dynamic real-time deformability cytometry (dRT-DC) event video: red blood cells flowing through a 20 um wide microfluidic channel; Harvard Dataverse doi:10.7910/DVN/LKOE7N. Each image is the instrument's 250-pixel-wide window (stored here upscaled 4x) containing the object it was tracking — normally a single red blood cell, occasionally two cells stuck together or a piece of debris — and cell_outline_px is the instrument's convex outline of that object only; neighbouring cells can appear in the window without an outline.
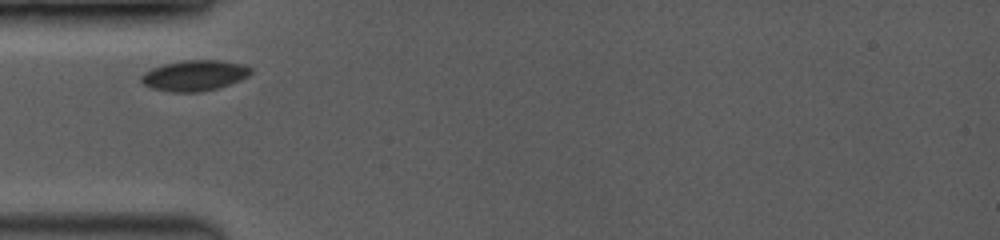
{"species": "common noctule bat (a hibernating species)", "species_latin": "Nyctalus noctula", "temperature_condition": "room temperature", "stored_images_in_passage": 32, "camera_frame_rate_fps": 3500, "um_per_image_px": 0.085, "animal": {"sex": "female", "body_mass_g": 19.0, "forearm_length_mm": 53.3}, "frame": {"image": 1, "passage_image": 1, "time_ms": 0.0, "image_size_px": [1000, 240], "cell_outline_px": [[252, 72], [248, 76], [240, 80], [216, 88], [200, 92], [172, 92], [152, 88], [144, 84], [140, 80], [140, 76], [144, 72], [152, 68], [164, 64], [184, 60], [220, 60], [244, 64], [252, 68]], "centroid_in_image_um": [16.53, 6.41], "position_along_channel_um": 68.5, "area_um2": 19.54}}
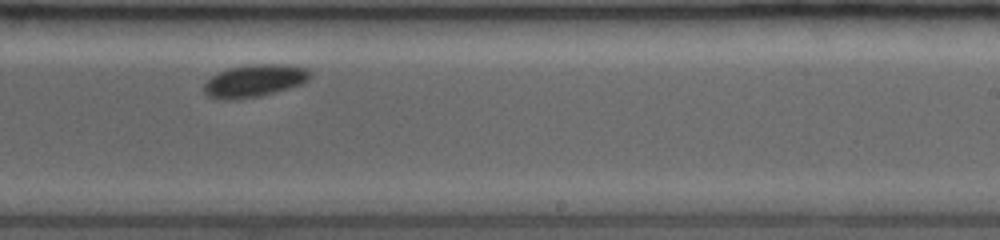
{"frame": {"image": 2, "passage_image": 19, "time_ms": 5.143, "image_size_px": [1000, 240], "cell_outline_px": [[312, 76], [304, 84], [260, 96], [236, 100], [220, 100], [208, 96], [204, 92], [204, 84], [216, 72], [228, 68], [248, 64], [284, 64], [308, 68], [312, 72]], "centroid_in_image_um": [21.65, 6.86], "position_along_channel_um": 267.4, "area_um2": 20.52}}
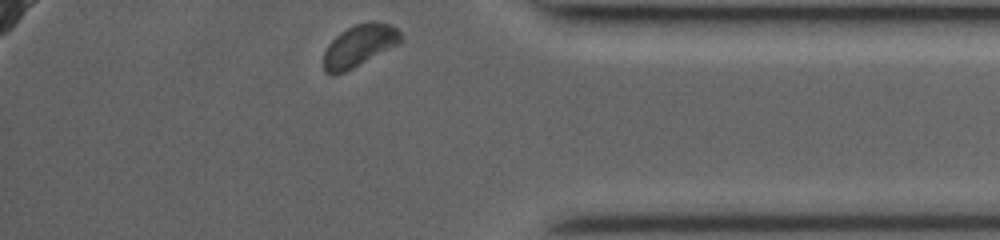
{"frame": {"image": 3, "passage_image": 32, "time_ms": 8.857, "image_size_px": [1000, 240], "cell_outline_px": [[400, 40], [396, 44], [352, 68], [344, 72], [332, 76], [324, 72], [324, 52], [328, 44], [340, 32], [356, 24], [372, 20], [392, 24], [400, 32]], "centroid_in_image_um": [30.49, 3.86], "position_along_channel_um": 404.7, "area_um2": 18.5}}